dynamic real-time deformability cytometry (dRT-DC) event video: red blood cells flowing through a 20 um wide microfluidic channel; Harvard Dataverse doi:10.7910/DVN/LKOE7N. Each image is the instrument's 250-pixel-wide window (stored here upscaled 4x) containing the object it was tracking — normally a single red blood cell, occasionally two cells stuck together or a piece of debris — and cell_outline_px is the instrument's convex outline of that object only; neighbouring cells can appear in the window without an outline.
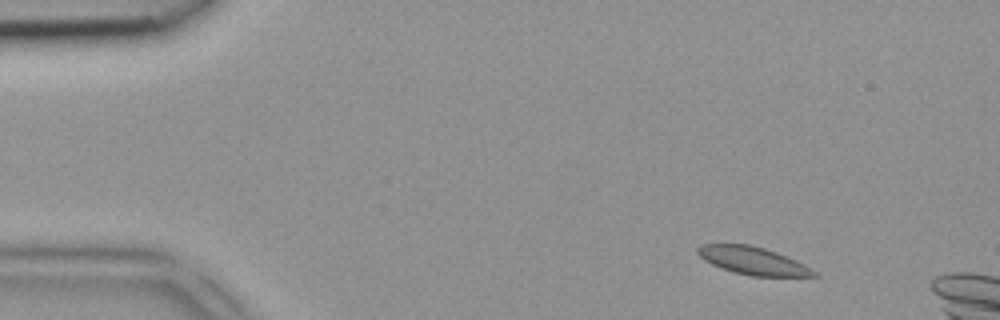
{"species": "common noctule bat (a hibernating species)", "species_latin": "Nyctalus noctula", "temperature_condition": "room temperature", "stored_images_in_passage": 3, "camera_frame_rate_fps": 3000, "um_per_image_px": 0.085, "animal": {"sex": "female", "body_mass_g": 18.4}, "frame": {"image": 1, "passage_image": 1, "time_ms": 0.0, "image_size_px": [1000, 320], "cell_outline_px": [[820, 276], [752, 276], [736, 272], [712, 264], [704, 260], [696, 252], [696, 248], [700, 244], [748, 244], [764, 248], [776, 252], [796, 260], [804, 264], [816, 272]], "centroid_in_image_um": [63.99, 22.15], "position_along_channel_um": 21.0, "area_um2": 18.55}}